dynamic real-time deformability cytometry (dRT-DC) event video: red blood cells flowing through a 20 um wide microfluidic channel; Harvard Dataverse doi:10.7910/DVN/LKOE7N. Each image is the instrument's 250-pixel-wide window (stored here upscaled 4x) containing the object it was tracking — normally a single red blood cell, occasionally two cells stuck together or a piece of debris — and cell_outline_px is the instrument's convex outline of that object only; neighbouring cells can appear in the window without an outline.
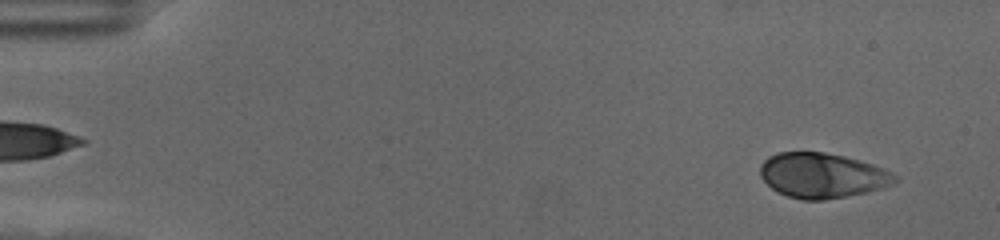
{"species": "human", "species_latin": "Homo sapiens", "temperature_condition": "cold", "stored_images_in_passage": 58, "camera_frame_rate_fps": 3000, "um_per_image_px": 0.085, "donor": {"sex": "female"}, "frame": {"image": 1, "passage_image": 4, "time_ms": 1.0, "image_size_px": [1000, 240], "cell_outline_px": [[896, 180], [884, 188], [824, 200], [800, 200], [776, 192], [760, 176], [760, 164], [768, 156], [776, 152], [824, 152], [844, 156], [872, 164], [884, 168], [892, 172], [896, 176]], "centroid_in_image_um": [69.85, 14.91], "position_along_channel_um": 15.2, "area_um2": 35.26}}
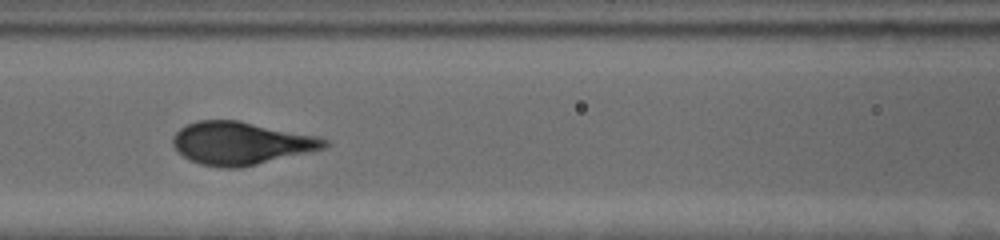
{"frame": {"image": 2, "passage_image": 26, "time_ms": 8.333, "image_size_px": [1000, 240], "cell_outline_px": [[328, 144], [324, 148], [308, 152], [240, 168], [224, 168], [200, 164], [184, 156], [172, 144], [172, 136], [180, 128], [196, 120], [240, 120], [316, 136], [328, 140]], "centroid_in_image_um": [20.45, 12.16], "position_along_channel_um": 146.1, "area_um2": 37.51}}
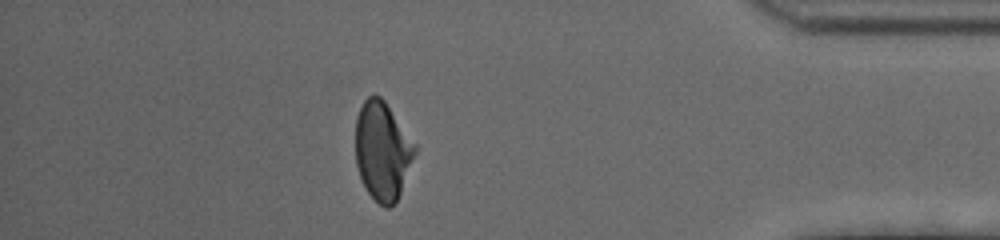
{"frame": {"image": 3, "passage_image": 51, "time_ms": 16.667, "image_size_px": [1000, 240], "cell_outline_px": [[416, 152], [400, 192], [396, 200], [388, 208], [384, 208], [368, 192], [360, 176], [356, 164], [356, 116], [364, 100], [372, 92], [380, 96], [384, 100], [416, 144]], "centroid_in_image_um": [32.5, 12.78], "position_along_channel_um": 402.7, "area_um2": 33.76}}